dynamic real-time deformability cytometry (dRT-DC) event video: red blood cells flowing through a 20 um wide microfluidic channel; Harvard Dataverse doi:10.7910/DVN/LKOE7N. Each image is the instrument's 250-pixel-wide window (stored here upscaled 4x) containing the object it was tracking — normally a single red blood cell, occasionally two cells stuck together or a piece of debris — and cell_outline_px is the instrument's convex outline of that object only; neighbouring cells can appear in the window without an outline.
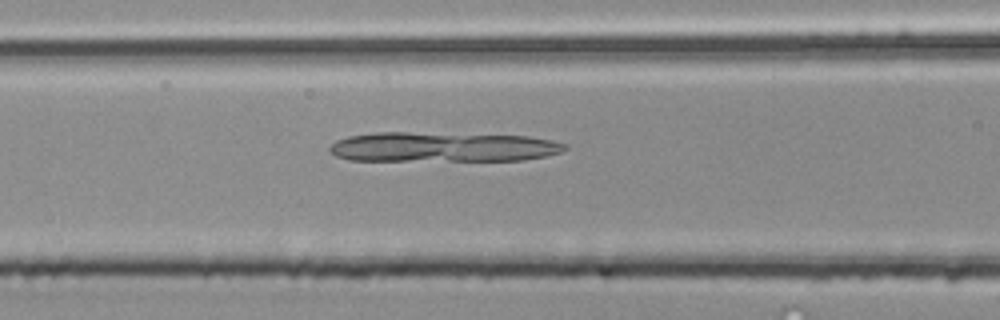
{"species": "common noctule bat (a hibernating species)", "species_latin": "Nyctalus noctula", "temperature_condition": "room temperature", "stored_images_in_passage": 38, "camera_frame_rate_fps": 3000, "um_per_image_px": 0.085, "animal": {"sex": "male", "body_mass_g": 20.4}, "frame": {"image": 1, "passage_image": 18, "time_ms": 5.667, "image_size_px": [1000, 320], "cell_outline_px": [[568, 148], [560, 152], [544, 156], [524, 160], [348, 160], [336, 156], [328, 152], [328, 148], [336, 140], [348, 136], [376, 132], [408, 132], [528, 136], [552, 140], [568, 144]], "centroid_in_image_um": [37.6, 12.49], "position_along_channel_um": 129.0, "area_um2": 40.92}}
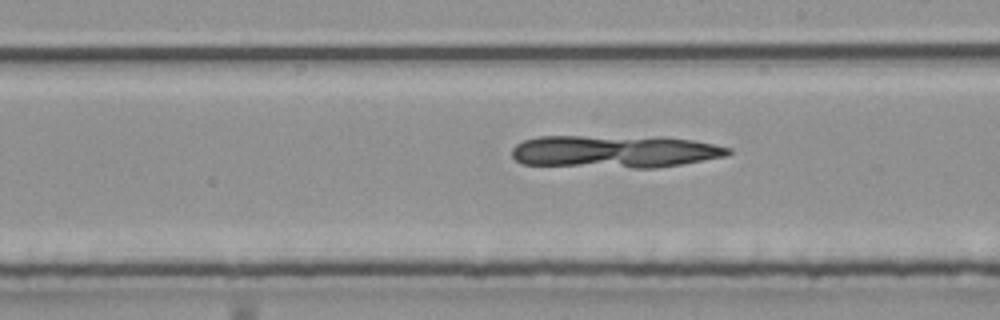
{"frame": {"image": 2, "passage_image": 26, "time_ms": 8.333, "image_size_px": [1000, 320], "cell_outline_px": [[732, 152], [728, 156], [656, 168], [632, 168], [520, 164], [512, 156], [512, 148], [516, 144], [524, 140], [540, 136], [664, 136], [692, 140], [732, 148]], "centroid_in_image_um": [52.26, 12.87], "position_along_channel_um": 236.7, "area_um2": 41.67}}
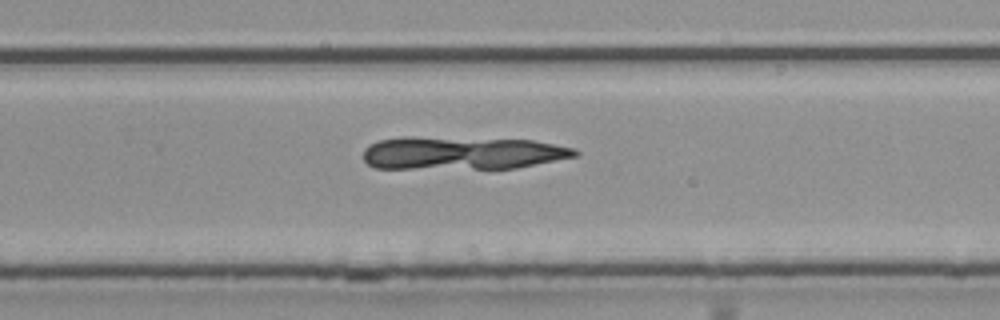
{"frame": {"image": 3, "passage_image": 30, "time_ms": 9.667, "image_size_px": [1000, 320], "cell_outline_px": [[580, 152], [576, 156], [516, 168], [376, 168], [368, 164], [364, 160], [364, 148], [368, 144], [380, 140], [404, 136], [412, 136], [532, 140], [576, 148]], "centroid_in_image_um": [39.25, 12.99], "position_along_channel_um": 290.5, "area_um2": 40.81}}